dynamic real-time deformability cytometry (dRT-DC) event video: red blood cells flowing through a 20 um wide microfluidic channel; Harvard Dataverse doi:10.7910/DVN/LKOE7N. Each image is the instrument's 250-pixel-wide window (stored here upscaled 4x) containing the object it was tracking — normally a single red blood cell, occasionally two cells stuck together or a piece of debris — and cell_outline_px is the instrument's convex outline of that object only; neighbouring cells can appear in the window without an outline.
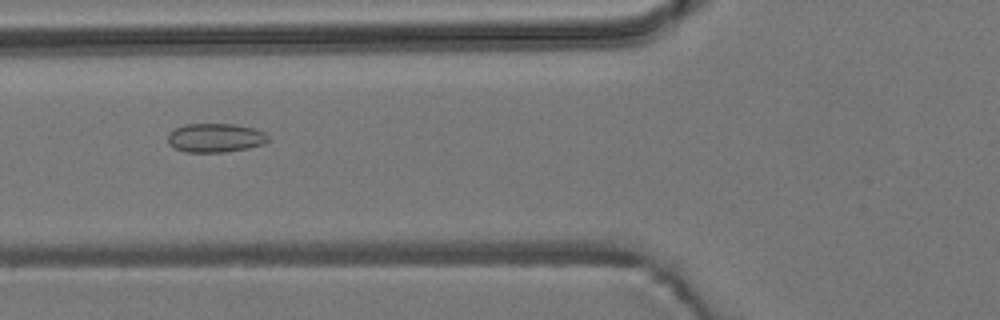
{"species": "common noctule bat (a hibernating species)", "species_latin": "Nyctalus noctula", "temperature_condition": "room temperature", "stored_images_in_passage": 42, "camera_frame_rate_fps": 3000, "um_per_image_px": 0.085, "animal": {"sex": "male", "body_mass_g": 19.2, "forearm_length_mm": 51.8}, "frame": {"image": 1, "passage_image": 10, "time_ms": 3.0, "image_size_px": [1000, 320], "cell_outline_px": [[268, 140], [264, 144], [248, 148], [224, 152], [184, 152], [168, 144], [168, 136], [176, 128], [184, 124], [232, 124], [256, 128], [264, 132], [268, 136]], "centroid_in_image_um": [18.32, 11.71], "position_along_channel_um": 107.5, "area_um2": 16.88}}
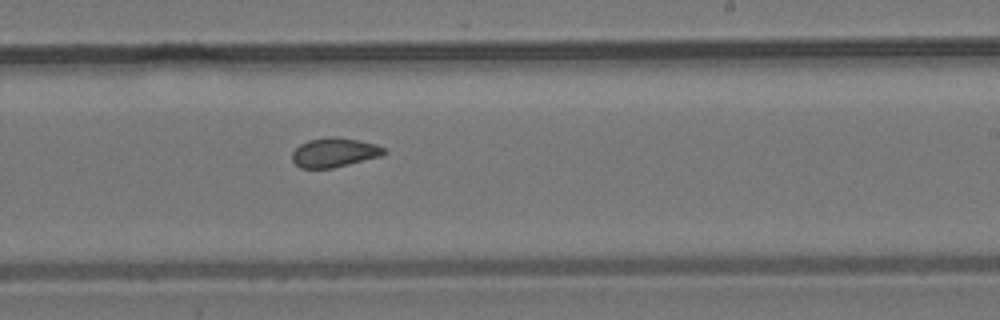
{"frame": {"image": 2, "passage_image": 22, "time_ms": 7.0, "image_size_px": [1000, 320], "cell_outline_px": [[388, 152], [380, 156], [332, 168], [300, 168], [292, 160], [292, 152], [300, 144], [308, 140], [328, 136], [336, 136], [360, 140], [376, 144], [384, 148]], "centroid_in_image_um": [28.41, 12.94], "position_along_channel_um": 260.6, "area_um2": 15.72}}
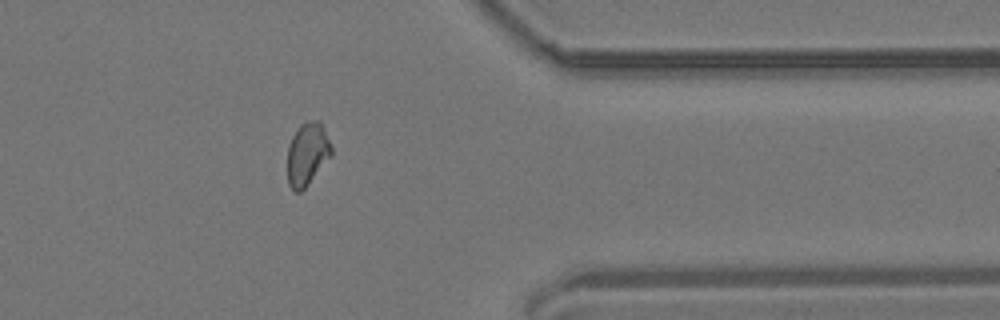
{"frame": {"image": 3, "passage_image": 33, "time_ms": 10.667, "image_size_px": [1000, 320], "cell_outline_px": [[332, 156], [308, 184], [300, 192], [296, 192], [288, 184], [288, 144], [292, 136], [300, 124], [308, 120], [320, 120], [324, 128], [332, 148]], "centroid_in_image_um": [26.13, 13.06], "position_along_channel_um": 385.3, "area_um2": 16.18}}